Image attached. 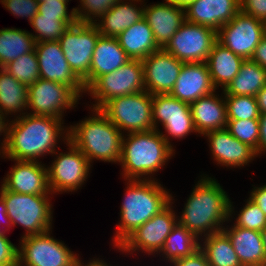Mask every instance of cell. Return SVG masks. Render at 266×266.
<instances>
[{"label": "cell", "mask_w": 266, "mask_h": 266, "mask_svg": "<svg viewBox=\"0 0 266 266\" xmlns=\"http://www.w3.org/2000/svg\"><path fill=\"white\" fill-rule=\"evenodd\" d=\"M10 120L4 150L7 160L39 161L58 150L61 140L64 144L69 140V126H64L63 119L26 113Z\"/></svg>", "instance_id": "6da1fadb"}, {"label": "cell", "mask_w": 266, "mask_h": 266, "mask_svg": "<svg viewBox=\"0 0 266 266\" xmlns=\"http://www.w3.org/2000/svg\"><path fill=\"white\" fill-rule=\"evenodd\" d=\"M184 203L178 223L201 239L228 224L230 197L215 177L202 174Z\"/></svg>", "instance_id": "7a4b0ae2"}, {"label": "cell", "mask_w": 266, "mask_h": 266, "mask_svg": "<svg viewBox=\"0 0 266 266\" xmlns=\"http://www.w3.org/2000/svg\"><path fill=\"white\" fill-rule=\"evenodd\" d=\"M125 193L120 206V220L112 236L118 247L138 227L160 213L171 203L170 189L156 180L126 179Z\"/></svg>", "instance_id": "3957f363"}, {"label": "cell", "mask_w": 266, "mask_h": 266, "mask_svg": "<svg viewBox=\"0 0 266 266\" xmlns=\"http://www.w3.org/2000/svg\"><path fill=\"white\" fill-rule=\"evenodd\" d=\"M173 156L175 149L165 141L159 130L124 134L119 160L122 167L121 178L156 180L154 175Z\"/></svg>", "instance_id": "277c9868"}, {"label": "cell", "mask_w": 266, "mask_h": 266, "mask_svg": "<svg viewBox=\"0 0 266 266\" xmlns=\"http://www.w3.org/2000/svg\"><path fill=\"white\" fill-rule=\"evenodd\" d=\"M69 126V141L92 164L94 161L117 163L121 157L123 133L100 110Z\"/></svg>", "instance_id": "5b68a950"}, {"label": "cell", "mask_w": 266, "mask_h": 266, "mask_svg": "<svg viewBox=\"0 0 266 266\" xmlns=\"http://www.w3.org/2000/svg\"><path fill=\"white\" fill-rule=\"evenodd\" d=\"M0 186V196L4 199L12 228L20 225L25 230L21 237L53 229L52 195L21 194Z\"/></svg>", "instance_id": "8992f818"}, {"label": "cell", "mask_w": 266, "mask_h": 266, "mask_svg": "<svg viewBox=\"0 0 266 266\" xmlns=\"http://www.w3.org/2000/svg\"><path fill=\"white\" fill-rule=\"evenodd\" d=\"M142 60L130 59L117 70L99 76L85 91L94 103L90 108L101 109L113 98L145 91Z\"/></svg>", "instance_id": "52a82bcc"}, {"label": "cell", "mask_w": 266, "mask_h": 266, "mask_svg": "<svg viewBox=\"0 0 266 266\" xmlns=\"http://www.w3.org/2000/svg\"><path fill=\"white\" fill-rule=\"evenodd\" d=\"M174 200V196L171 195V203L165 209L138 227L118 247H114V250L117 248V252L128 254V257L140 252L144 253L143 255H148L147 257L149 255L156 257V254L158 257L166 237L178 223V214L173 206Z\"/></svg>", "instance_id": "ba28073f"}, {"label": "cell", "mask_w": 266, "mask_h": 266, "mask_svg": "<svg viewBox=\"0 0 266 266\" xmlns=\"http://www.w3.org/2000/svg\"><path fill=\"white\" fill-rule=\"evenodd\" d=\"M152 99L153 95L145 90L113 98L100 110L123 134L146 132L154 129Z\"/></svg>", "instance_id": "9c48e42d"}, {"label": "cell", "mask_w": 266, "mask_h": 266, "mask_svg": "<svg viewBox=\"0 0 266 266\" xmlns=\"http://www.w3.org/2000/svg\"><path fill=\"white\" fill-rule=\"evenodd\" d=\"M66 152L56 150L52 155L54 159L48 166V183L53 195L63 192H75L81 189L90 177L93 167L83 153L69 140L66 142Z\"/></svg>", "instance_id": "30bf717a"}, {"label": "cell", "mask_w": 266, "mask_h": 266, "mask_svg": "<svg viewBox=\"0 0 266 266\" xmlns=\"http://www.w3.org/2000/svg\"><path fill=\"white\" fill-rule=\"evenodd\" d=\"M51 234L20 237L17 266H74L78 254Z\"/></svg>", "instance_id": "8fae6325"}, {"label": "cell", "mask_w": 266, "mask_h": 266, "mask_svg": "<svg viewBox=\"0 0 266 266\" xmlns=\"http://www.w3.org/2000/svg\"><path fill=\"white\" fill-rule=\"evenodd\" d=\"M152 121L165 141L174 149L173 139H185L191 133L197 134L190 105L170 94H155L152 99ZM165 130V134L159 129ZM172 139V140H171Z\"/></svg>", "instance_id": "7c38bea8"}, {"label": "cell", "mask_w": 266, "mask_h": 266, "mask_svg": "<svg viewBox=\"0 0 266 266\" xmlns=\"http://www.w3.org/2000/svg\"><path fill=\"white\" fill-rule=\"evenodd\" d=\"M80 99L70 86L39 78L28 86L27 113L63 119L66 110L77 107Z\"/></svg>", "instance_id": "4fadbf2b"}, {"label": "cell", "mask_w": 266, "mask_h": 266, "mask_svg": "<svg viewBox=\"0 0 266 266\" xmlns=\"http://www.w3.org/2000/svg\"><path fill=\"white\" fill-rule=\"evenodd\" d=\"M100 36L94 24L76 22L59 39L66 61L81 81L89 75L93 52Z\"/></svg>", "instance_id": "5bb4252c"}, {"label": "cell", "mask_w": 266, "mask_h": 266, "mask_svg": "<svg viewBox=\"0 0 266 266\" xmlns=\"http://www.w3.org/2000/svg\"><path fill=\"white\" fill-rule=\"evenodd\" d=\"M217 32L209 27L184 21L164 49L183 63L206 62Z\"/></svg>", "instance_id": "9a60e30c"}, {"label": "cell", "mask_w": 266, "mask_h": 266, "mask_svg": "<svg viewBox=\"0 0 266 266\" xmlns=\"http://www.w3.org/2000/svg\"><path fill=\"white\" fill-rule=\"evenodd\" d=\"M266 35V23L241 10L217 31V42L244 60L251 59Z\"/></svg>", "instance_id": "2e32d148"}, {"label": "cell", "mask_w": 266, "mask_h": 266, "mask_svg": "<svg viewBox=\"0 0 266 266\" xmlns=\"http://www.w3.org/2000/svg\"><path fill=\"white\" fill-rule=\"evenodd\" d=\"M35 52L41 79L66 84L83 98L86 91L83 82L71 70L59 41L37 42Z\"/></svg>", "instance_id": "e0dca14e"}, {"label": "cell", "mask_w": 266, "mask_h": 266, "mask_svg": "<svg viewBox=\"0 0 266 266\" xmlns=\"http://www.w3.org/2000/svg\"><path fill=\"white\" fill-rule=\"evenodd\" d=\"M1 185L11 192L31 195H53L49 188L47 165L41 161L14 160Z\"/></svg>", "instance_id": "ac0fdd59"}, {"label": "cell", "mask_w": 266, "mask_h": 266, "mask_svg": "<svg viewBox=\"0 0 266 266\" xmlns=\"http://www.w3.org/2000/svg\"><path fill=\"white\" fill-rule=\"evenodd\" d=\"M146 91L152 95L170 94L183 62L160 48L142 60Z\"/></svg>", "instance_id": "d6986e66"}, {"label": "cell", "mask_w": 266, "mask_h": 266, "mask_svg": "<svg viewBox=\"0 0 266 266\" xmlns=\"http://www.w3.org/2000/svg\"><path fill=\"white\" fill-rule=\"evenodd\" d=\"M203 136L207 138L212 159L218 166L240 169L256 160L255 150L233 137L226 128L208 132Z\"/></svg>", "instance_id": "ffe728a7"}, {"label": "cell", "mask_w": 266, "mask_h": 266, "mask_svg": "<svg viewBox=\"0 0 266 266\" xmlns=\"http://www.w3.org/2000/svg\"><path fill=\"white\" fill-rule=\"evenodd\" d=\"M144 3V18L150 26L155 42L164 48L185 21V8L175 3Z\"/></svg>", "instance_id": "44dd1931"}, {"label": "cell", "mask_w": 266, "mask_h": 266, "mask_svg": "<svg viewBox=\"0 0 266 266\" xmlns=\"http://www.w3.org/2000/svg\"><path fill=\"white\" fill-rule=\"evenodd\" d=\"M214 91L216 88L213 86L206 62L183 63L170 95L190 105Z\"/></svg>", "instance_id": "7402d4cb"}, {"label": "cell", "mask_w": 266, "mask_h": 266, "mask_svg": "<svg viewBox=\"0 0 266 266\" xmlns=\"http://www.w3.org/2000/svg\"><path fill=\"white\" fill-rule=\"evenodd\" d=\"M240 11V0H195L185 8V20L216 32Z\"/></svg>", "instance_id": "603a6c76"}, {"label": "cell", "mask_w": 266, "mask_h": 266, "mask_svg": "<svg viewBox=\"0 0 266 266\" xmlns=\"http://www.w3.org/2000/svg\"><path fill=\"white\" fill-rule=\"evenodd\" d=\"M220 94L214 91L190 104L197 135L203 136L208 132L227 127V110L223 90Z\"/></svg>", "instance_id": "cb8c5ba5"}, {"label": "cell", "mask_w": 266, "mask_h": 266, "mask_svg": "<svg viewBox=\"0 0 266 266\" xmlns=\"http://www.w3.org/2000/svg\"><path fill=\"white\" fill-rule=\"evenodd\" d=\"M223 227L242 266H266V252L260 231L230 224Z\"/></svg>", "instance_id": "d4e9b609"}, {"label": "cell", "mask_w": 266, "mask_h": 266, "mask_svg": "<svg viewBox=\"0 0 266 266\" xmlns=\"http://www.w3.org/2000/svg\"><path fill=\"white\" fill-rule=\"evenodd\" d=\"M145 1L121 0L93 24L101 36L117 38L122 31L144 17Z\"/></svg>", "instance_id": "484cf974"}, {"label": "cell", "mask_w": 266, "mask_h": 266, "mask_svg": "<svg viewBox=\"0 0 266 266\" xmlns=\"http://www.w3.org/2000/svg\"><path fill=\"white\" fill-rule=\"evenodd\" d=\"M129 60L117 38L100 36L93 52L89 75L82 81L85 90L99 76L117 70Z\"/></svg>", "instance_id": "4316f807"}, {"label": "cell", "mask_w": 266, "mask_h": 266, "mask_svg": "<svg viewBox=\"0 0 266 266\" xmlns=\"http://www.w3.org/2000/svg\"><path fill=\"white\" fill-rule=\"evenodd\" d=\"M117 40L130 59L143 60L160 49L144 17L122 31Z\"/></svg>", "instance_id": "83f0119b"}, {"label": "cell", "mask_w": 266, "mask_h": 266, "mask_svg": "<svg viewBox=\"0 0 266 266\" xmlns=\"http://www.w3.org/2000/svg\"><path fill=\"white\" fill-rule=\"evenodd\" d=\"M244 59L216 42L206 60L213 86L224 90L238 74Z\"/></svg>", "instance_id": "f1b7e54d"}, {"label": "cell", "mask_w": 266, "mask_h": 266, "mask_svg": "<svg viewBox=\"0 0 266 266\" xmlns=\"http://www.w3.org/2000/svg\"><path fill=\"white\" fill-rule=\"evenodd\" d=\"M28 86L0 68V113L13 119L27 113ZM16 114V115H15Z\"/></svg>", "instance_id": "f546056e"}, {"label": "cell", "mask_w": 266, "mask_h": 266, "mask_svg": "<svg viewBox=\"0 0 266 266\" xmlns=\"http://www.w3.org/2000/svg\"><path fill=\"white\" fill-rule=\"evenodd\" d=\"M265 85L266 70L251 59H246L223 92L224 95L256 96Z\"/></svg>", "instance_id": "4dcf8cb0"}, {"label": "cell", "mask_w": 266, "mask_h": 266, "mask_svg": "<svg viewBox=\"0 0 266 266\" xmlns=\"http://www.w3.org/2000/svg\"><path fill=\"white\" fill-rule=\"evenodd\" d=\"M35 45V39L30 31L14 27L0 29V68L34 51Z\"/></svg>", "instance_id": "1f68e13d"}, {"label": "cell", "mask_w": 266, "mask_h": 266, "mask_svg": "<svg viewBox=\"0 0 266 266\" xmlns=\"http://www.w3.org/2000/svg\"><path fill=\"white\" fill-rule=\"evenodd\" d=\"M210 266H242L228 235L222 230L200 239Z\"/></svg>", "instance_id": "d6a6232c"}, {"label": "cell", "mask_w": 266, "mask_h": 266, "mask_svg": "<svg viewBox=\"0 0 266 266\" xmlns=\"http://www.w3.org/2000/svg\"><path fill=\"white\" fill-rule=\"evenodd\" d=\"M199 248L200 239L177 223L172 232L166 237L164 246L158 255L162 257L163 261L166 260V263L171 264L177 259L191 256Z\"/></svg>", "instance_id": "836d02e7"}, {"label": "cell", "mask_w": 266, "mask_h": 266, "mask_svg": "<svg viewBox=\"0 0 266 266\" xmlns=\"http://www.w3.org/2000/svg\"><path fill=\"white\" fill-rule=\"evenodd\" d=\"M245 205L241 207L238 211H235L233 202H229V221L232 222V219H235L232 222L237 227H242L250 230L262 232L266 228V216L261 211L259 206L254 203L249 197L245 199ZM237 212V214L235 213ZM235 215L236 218L234 217Z\"/></svg>", "instance_id": "e575fe53"}, {"label": "cell", "mask_w": 266, "mask_h": 266, "mask_svg": "<svg viewBox=\"0 0 266 266\" xmlns=\"http://www.w3.org/2000/svg\"><path fill=\"white\" fill-rule=\"evenodd\" d=\"M3 69L27 86L32 85L40 78L39 63L35 50L9 62Z\"/></svg>", "instance_id": "d590c367"}, {"label": "cell", "mask_w": 266, "mask_h": 266, "mask_svg": "<svg viewBox=\"0 0 266 266\" xmlns=\"http://www.w3.org/2000/svg\"><path fill=\"white\" fill-rule=\"evenodd\" d=\"M30 25L33 28V33L30 32V34L36 43L59 41L64 31L69 27L62 18L43 16L41 13L36 14L31 20Z\"/></svg>", "instance_id": "8d00e7d4"}, {"label": "cell", "mask_w": 266, "mask_h": 266, "mask_svg": "<svg viewBox=\"0 0 266 266\" xmlns=\"http://www.w3.org/2000/svg\"><path fill=\"white\" fill-rule=\"evenodd\" d=\"M227 120L259 119L256 96L224 95Z\"/></svg>", "instance_id": "74e56055"}, {"label": "cell", "mask_w": 266, "mask_h": 266, "mask_svg": "<svg viewBox=\"0 0 266 266\" xmlns=\"http://www.w3.org/2000/svg\"><path fill=\"white\" fill-rule=\"evenodd\" d=\"M121 0H79L78 7H74L76 20L81 23H95Z\"/></svg>", "instance_id": "f35d334b"}, {"label": "cell", "mask_w": 266, "mask_h": 266, "mask_svg": "<svg viewBox=\"0 0 266 266\" xmlns=\"http://www.w3.org/2000/svg\"><path fill=\"white\" fill-rule=\"evenodd\" d=\"M226 129L239 141L258 151L259 120H228Z\"/></svg>", "instance_id": "ab89813d"}, {"label": "cell", "mask_w": 266, "mask_h": 266, "mask_svg": "<svg viewBox=\"0 0 266 266\" xmlns=\"http://www.w3.org/2000/svg\"><path fill=\"white\" fill-rule=\"evenodd\" d=\"M68 2L62 0L40 2L38 13H41L43 16L62 18L69 26L74 25L77 22L75 11L73 8L71 11L68 10Z\"/></svg>", "instance_id": "60d3db41"}, {"label": "cell", "mask_w": 266, "mask_h": 266, "mask_svg": "<svg viewBox=\"0 0 266 266\" xmlns=\"http://www.w3.org/2000/svg\"><path fill=\"white\" fill-rule=\"evenodd\" d=\"M0 3L13 16L27 18L29 23L36 16L39 8L37 0H0Z\"/></svg>", "instance_id": "b9f144b4"}, {"label": "cell", "mask_w": 266, "mask_h": 266, "mask_svg": "<svg viewBox=\"0 0 266 266\" xmlns=\"http://www.w3.org/2000/svg\"><path fill=\"white\" fill-rule=\"evenodd\" d=\"M18 246L6 234L0 235V266H17Z\"/></svg>", "instance_id": "7bdbcfd3"}, {"label": "cell", "mask_w": 266, "mask_h": 266, "mask_svg": "<svg viewBox=\"0 0 266 266\" xmlns=\"http://www.w3.org/2000/svg\"><path fill=\"white\" fill-rule=\"evenodd\" d=\"M240 10L266 23V0H240Z\"/></svg>", "instance_id": "ee69618b"}, {"label": "cell", "mask_w": 266, "mask_h": 266, "mask_svg": "<svg viewBox=\"0 0 266 266\" xmlns=\"http://www.w3.org/2000/svg\"><path fill=\"white\" fill-rule=\"evenodd\" d=\"M170 266H210L205 253L199 248L191 256L173 261Z\"/></svg>", "instance_id": "f6af8a7d"}, {"label": "cell", "mask_w": 266, "mask_h": 266, "mask_svg": "<svg viewBox=\"0 0 266 266\" xmlns=\"http://www.w3.org/2000/svg\"><path fill=\"white\" fill-rule=\"evenodd\" d=\"M259 186H253L249 198L259 206L266 216V184Z\"/></svg>", "instance_id": "bcb514c9"}, {"label": "cell", "mask_w": 266, "mask_h": 266, "mask_svg": "<svg viewBox=\"0 0 266 266\" xmlns=\"http://www.w3.org/2000/svg\"><path fill=\"white\" fill-rule=\"evenodd\" d=\"M258 120H259V142H258V151L256 152V156L261 157L266 153V114H260Z\"/></svg>", "instance_id": "7dc6e473"}, {"label": "cell", "mask_w": 266, "mask_h": 266, "mask_svg": "<svg viewBox=\"0 0 266 266\" xmlns=\"http://www.w3.org/2000/svg\"><path fill=\"white\" fill-rule=\"evenodd\" d=\"M251 60L258 63L266 70V35L261 39L259 45L255 48Z\"/></svg>", "instance_id": "c3c4849f"}, {"label": "cell", "mask_w": 266, "mask_h": 266, "mask_svg": "<svg viewBox=\"0 0 266 266\" xmlns=\"http://www.w3.org/2000/svg\"><path fill=\"white\" fill-rule=\"evenodd\" d=\"M10 229H12V225L9 217L7 216V208L5 206L4 199L0 196V235L8 233L11 231Z\"/></svg>", "instance_id": "681fc988"}, {"label": "cell", "mask_w": 266, "mask_h": 266, "mask_svg": "<svg viewBox=\"0 0 266 266\" xmlns=\"http://www.w3.org/2000/svg\"><path fill=\"white\" fill-rule=\"evenodd\" d=\"M9 118L0 113V136L2 135L3 140L0 142V150H5L7 140H8V126Z\"/></svg>", "instance_id": "f907efd6"}, {"label": "cell", "mask_w": 266, "mask_h": 266, "mask_svg": "<svg viewBox=\"0 0 266 266\" xmlns=\"http://www.w3.org/2000/svg\"><path fill=\"white\" fill-rule=\"evenodd\" d=\"M82 258L79 257V254L77 255V258L75 260L74 266H113L110 263H107L104 259L102 258H90V261L88 260L87 263H84L83 260H81ZM104 260V261H103Z\"/></svg>", "instance_id": "816d5d0a"}, {"label": "cell", "mask_w": 266, "mask_h": 266, "mask_svg": "<svg viewBox=\"0 0 266 266\" xmlns=\"http://www.w3.org/2000/svg\"><path fill=\"white\" fill-rule=\"evenodd\" d=\"M257 104L261 114H266V85L256 95Z\"/></svg>", "instance_id": "f5cc1de1"}, {"label": "cell", "mask_w": 266, "mask_h": 266, "mask_svg": "<svg viewBox=\"0 0 266 266\" xmlns=\"http://www.w3.org/2000/svg\"><path fill=\"white\" fill-rule=\"evenodd\" d=\"M164 1L175 3L179 7L186 8L190 3L194 2L195 0H164Z\"/></svg>", "instance_id": "db71d44e"}, {"label": "cell", "mask_w": 266, "mask_h": 266, "mask_svg": "<svg viewBox=\"0 0 266 266\" xmlns=\"http://www.w3.org/2000/svg\"><path fill=\"white\" fill-rule=\"evenodd\" d=\"M261 236H262V242H263V245H264V249H265V252H266V228L261 232Z\"/></svg>", "instance_id": "11a10c76"}, {"label": "cell", "mask_w": 266, "mask_h": 266, "mask_svg": "<svg viewBox=\"0 0 266 266\" xmlns=\"http://www.w3.org/2000/svg\"><path fill=\"white\" fill-rule=\"evenodd\" d=\"M0 157H1L2 159H4V151H3V150H0Z\"/></svg>", "instance_id": "9f6ffc18"}, {"label": "cell", "mask_w": 266, "mask_h": 266, "mask_svg": "<svg viewBox=\"0 0 266 266\" xmlns=\"http://www.w3.org/2000/svg\"><path fill=\"white\" fill-rule=\"evenodd\" d=\"M37 1L40 3V2H44L46 0H37ZM57 1H59V0H57ZM62 1H71V0H62Z\"/></svg>", "instance_id": "6f0895ef"}]
</instances>
